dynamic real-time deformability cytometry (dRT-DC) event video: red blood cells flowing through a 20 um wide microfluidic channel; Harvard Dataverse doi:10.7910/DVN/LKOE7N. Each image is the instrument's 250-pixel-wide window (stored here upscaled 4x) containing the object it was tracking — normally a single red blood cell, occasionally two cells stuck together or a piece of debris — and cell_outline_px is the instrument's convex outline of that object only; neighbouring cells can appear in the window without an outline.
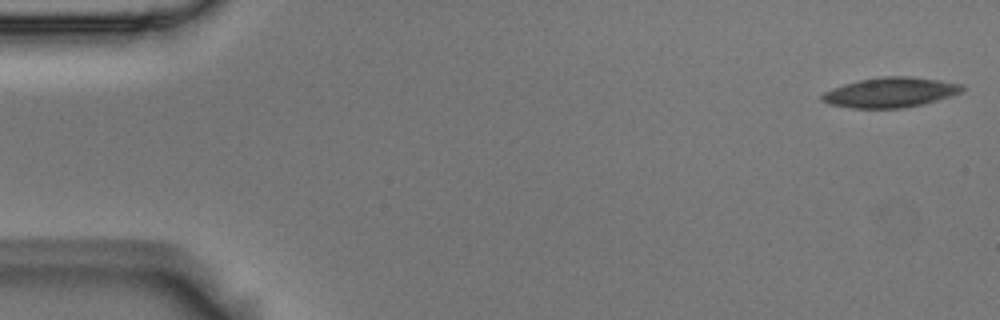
{"species": "Egyptian fruit bat (a non-hibernating species)", "species_latin": "Rousettus aegyptiacus", "temperature_condition": "room temperature", "stored_images_in_passage": 50, "camera_frame_rate_fps": 3000, "um_per_image_px": 0.085, "animal": {"sex": "male"}, "frame": {"image": 1, "passage_image": 1, "time_ms": 0.0, "image_size_px": [1000, 320], "cell_outline_px": [[964, 88], [960, 92], [936, 100], [920, 104], [900, 108], [852, 108], [832, 104], [820, 100], [820, 96], [824, 92], [832, 88], [844, 84], [860, 80], [880, 76], [912, 76], [960, 84]], "centroid_in_image_um": [75.61, 7.85], "position_along_channel_um": 9.4, "area_um2": 24.04}}
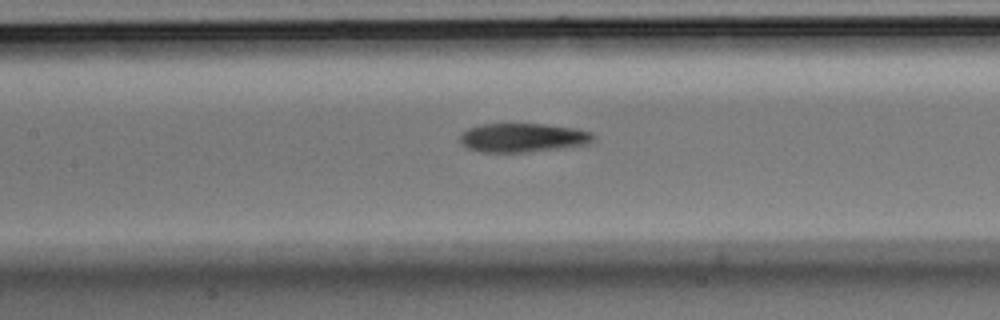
{"frame": {"image": 2, "passage_image": 24, "time_ms": 7.667, "image_size_px": [1000, 320], "cell_outline_px": [[596, 136], [588, 144], [524, 152], [480, 152], [468, 148], [460, 140], [460, 132], [468, 128], [480, 124], [544, 124], [572, 128], [592, 132]], "centroid_in_image_um": [44.4, 11.69], "position_along_channel_um": 163.0, "area_um2": 22.25}}
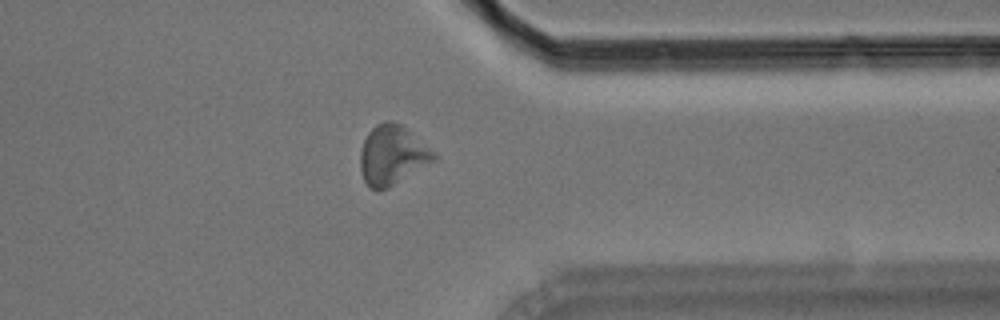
{"frame": {"image": 3, "passage_image": 42, "time_ms": 13.667, "image_size_px": [1000, 320], "cell_outline_px": [[436, 160], [388, 188], [372, 188], [364, 180], [360, 168], [360, 152], [364, 140], [368, 132], [376, 124], [384, 120], [392, 120], [400, 124], [436, 152]], "centroid_in_image_um": [33.35, 13.16], "position_along_channel_um": 378.1, "area_um2": 25.26}}